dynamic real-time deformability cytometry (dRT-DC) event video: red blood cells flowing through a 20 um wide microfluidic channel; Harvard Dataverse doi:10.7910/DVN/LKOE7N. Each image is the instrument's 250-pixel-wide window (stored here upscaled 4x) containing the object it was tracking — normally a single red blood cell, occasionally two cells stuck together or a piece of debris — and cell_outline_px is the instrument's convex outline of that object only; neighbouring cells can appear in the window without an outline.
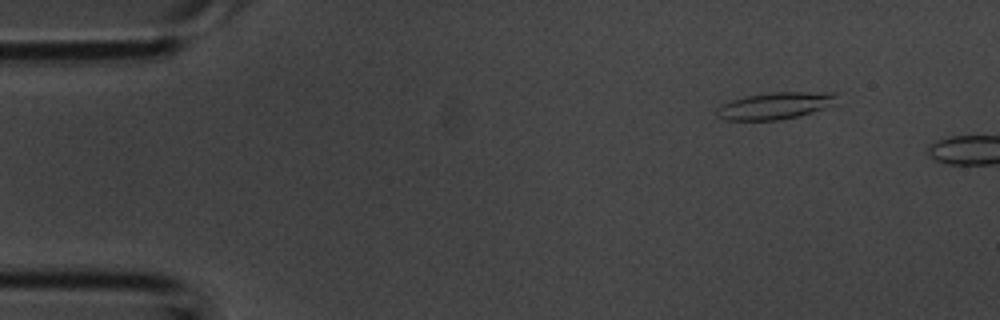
{"species": "common noctule bat (a hibernating species)", "species_latin": "Nyctalus noctula", "temperature_condition": "room temperature", "stored_images_in_passage": 3, "camera_frame_rate_fps": 3000, "um_per_image_px": 0.085, "animal": {"sex": "male", "body_mass_g": 20.1, "forearm_length_mm": 53.5}, "frame": {"image": 1, "passage_image": 1, "time_ms": 0.0, "image_size_px": [1000, 320], "cell_outline_px": [[840, 92], [836, 104], [800, 116], [780, 120], [724, 120], [716, 116], [716, 108], [720, 104], [744, 96], [772, 92]], "centroid_in_image_um": [65.92, 8.98], "position_along_channel_um": 19.1, "area_um2": 19.25}}